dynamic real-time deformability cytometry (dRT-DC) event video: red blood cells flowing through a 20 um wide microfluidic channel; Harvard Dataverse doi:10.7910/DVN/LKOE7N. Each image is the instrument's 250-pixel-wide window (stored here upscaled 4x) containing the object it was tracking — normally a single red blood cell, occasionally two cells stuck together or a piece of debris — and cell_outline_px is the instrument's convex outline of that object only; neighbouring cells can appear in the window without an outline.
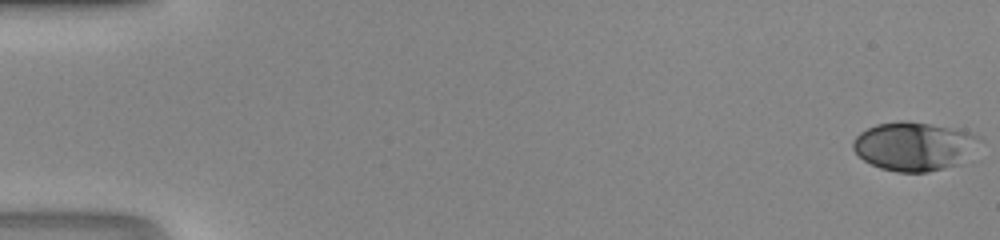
{"species": "human", "species_latin": "Homo sapiens", "temperature_condition": "room temperature", "stored_images_in_passage": 48, "camera_frame_rate_fps": 3000, "um_per_image_px": 0.085, "donor": {"sex": "male"}, "frame": {"image": 1, "passage_image": 1, "time_ms": 0.0, "image_size_px": [1000, 240], "cell_outline_px": [[984, 140], [960, 164], [928, 172], [896, 172], [880, 168], [864, 160], [852, 148], [852, 140], [860, 132], [876, 124], [900, 120], [908, 120], [968, 132], [980, 136]], "centroid_in_image_um": [77.7, 12.43], "position_along_channel_um": 7.3, "area_um2": 35.95}}
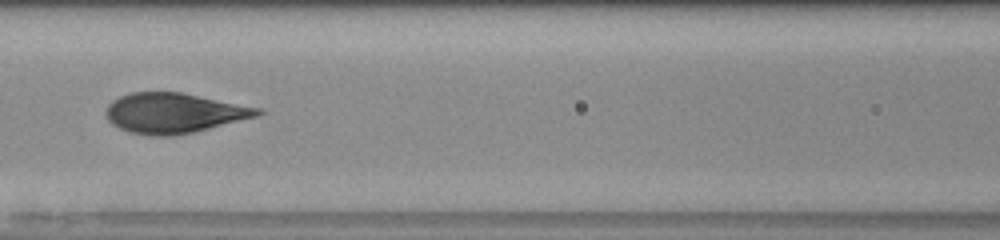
{"frame": {"image": 2, "passage_image": 23, "time_ms": 7.333, "image_size_px": [1000, 240], "cell_outline_px": [[264, 112], [256, 116], [192, 132], [172, 136], [152, 136], [128, 132], [112, 124], [108, 120], [104, 112], [108, 104], [112, 100], [120, 96], [132, 92], [180, 92], [260, 108]], "centroid_in_image_um": [14.71, 9.61], "position_along_channel_um": 151.9, "area_um2": 35.08}}
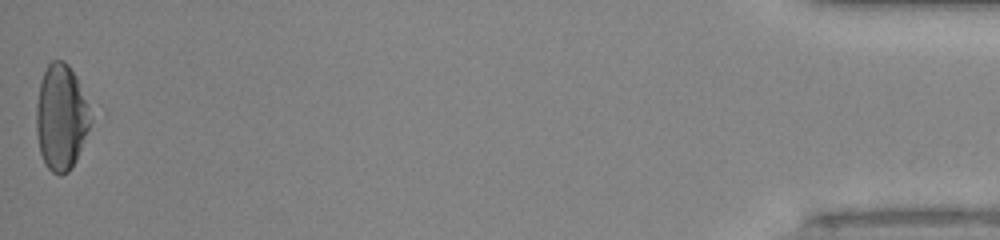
{"frame": {"image": 3, "passage_image": 48, "time_ms": 15.667, "image_size_px": [1000, 240], "cell_outline_px": [[92, 120], [76, 160], [68, 172], [60, 176], [52, 172], [48, 168], [40, 152], [36, 132], [36, 104], [40, 84], [44, 72], [48, 64], [52, 60], [64, 60], [68, 64], [76, 76], [92, 104]], "centroid_in_image_um": [5.23, 9.94], "position_along_channel_um": 430.0, "area_um2": 33.99}}